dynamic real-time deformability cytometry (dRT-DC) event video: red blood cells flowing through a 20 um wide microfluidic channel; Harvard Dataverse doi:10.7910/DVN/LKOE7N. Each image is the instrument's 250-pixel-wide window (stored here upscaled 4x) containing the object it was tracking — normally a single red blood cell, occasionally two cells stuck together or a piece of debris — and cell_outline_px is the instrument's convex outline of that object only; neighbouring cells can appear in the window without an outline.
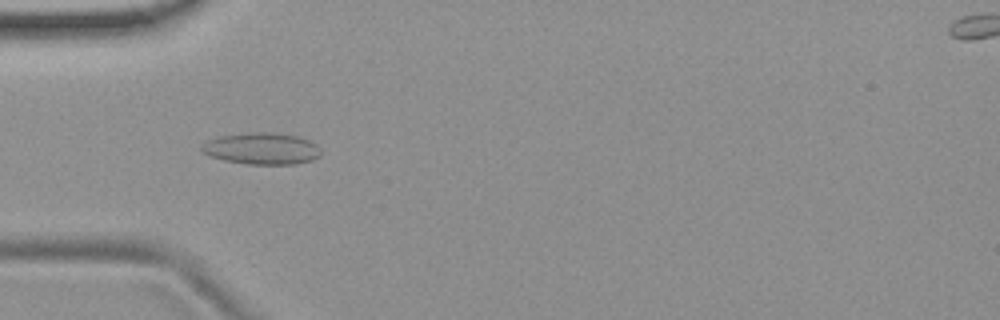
{"species": "common noctule bat (a hibernating species)", "species_latin": "Nyctalus noctula", "temperature_condition": "room temperature", "stored_images_in_passage": 45, "camera_frame_rate_fps": 3000, "um_per_image_px": 0.085, "animal": {"sex": "female", "body_mass_g": 19.9}, "frame": {"image": 1, "passage_image": 8, "time_ms": 2.333, "image_size_px": [1000, 320], "cell_outline_px": [[320, 156], [312, 160], [296, 164], [248, 164], [224, 160], [208, 156], [200, 152], [200, 148], [208, 140], [220, 136], [252, 132], [276, 132], [296, 136], [308, 140], [316, 144], [320, 148]], "centroid_in_image_um": [22.24, 12.63], "position_along_channel_um": 62.8, "area_um2": 22.08}}
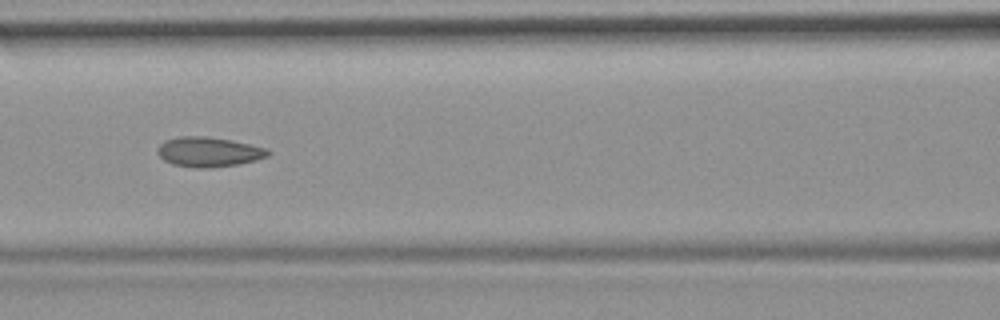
{"frame": {"image": 2, "passage_image": 15, "time_ms": 4.667, "image_size_px": [1000, 320], "cell_outline_px": [[272, 152], [268, 156], [256, 160], [240, 164], [212, 168], [196, 168], [172, 164], [164, 160], [156, 152], [156, 148], [164, 140], [180, 136], [204, 136], [232, 140], [268, 148]], "centroid_in_image_um": [17.75, 12.91], "position_along_channel_um": 148.9, "area_um2": 19.48}}
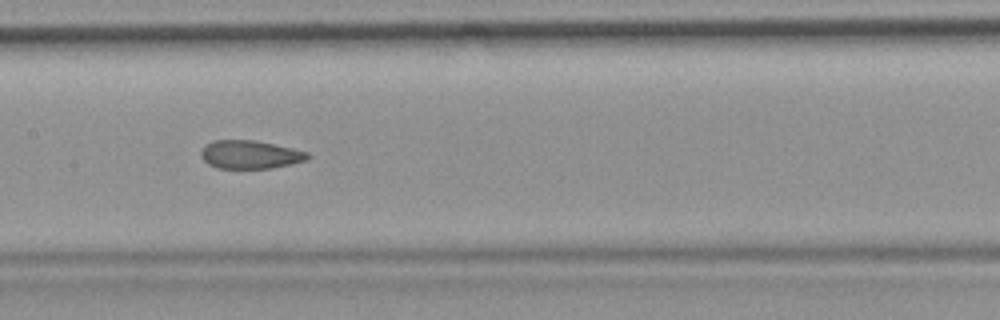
{"frame": {"image": 3, "passage_image": 18, "time_ms": 5.667, "image_size_px": [1000, 320], "cell_outline_px": [[312, 156], [308, 160], [292, 164], [272, 168], [216, 168], [208, 164], [200, 156], [200, 152], [204, 144], [212, 140], [256, 140], [292, 148], [308, 152]], "centroid_in_image_um": [21.26, 13.13], "position_along_channel_um": 186.1, "area_um2": 17.86}, "authors_computed_cell_mechanics": {"area_um2": 18.8428, "velocity_mm_per_s": 3.7446, "shape_relaxation_time_tau1_ms": null, "shape_relaxation_time_tau2_ms": 1.7042, "deformation_change_tau1": null, "deformation_change_tau2": 0.0838}}